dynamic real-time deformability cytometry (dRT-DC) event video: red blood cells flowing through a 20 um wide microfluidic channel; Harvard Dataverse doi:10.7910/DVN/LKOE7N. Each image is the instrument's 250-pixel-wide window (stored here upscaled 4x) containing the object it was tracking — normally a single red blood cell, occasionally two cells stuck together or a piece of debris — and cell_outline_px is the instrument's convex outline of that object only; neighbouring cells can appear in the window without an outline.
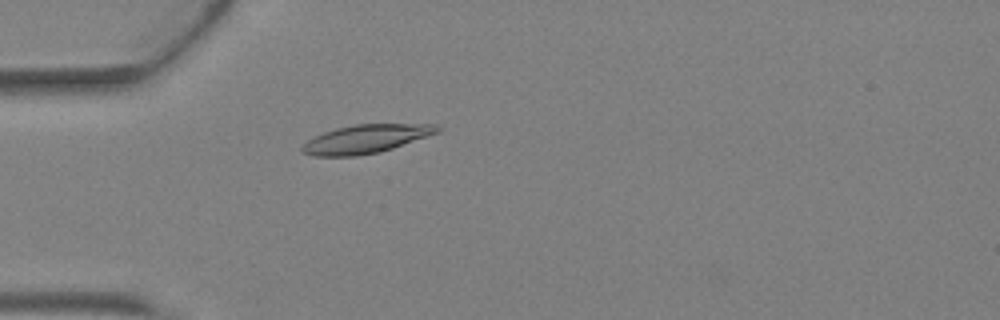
{"species": "Egyptian fruit bat (a non-hibernating species)", "species_latin": "Rousettus aegyptiacus", "temperature_condition": "warm", "stored_images_in_passage": 4, "camera_frame_rate_fps": 3000, "um_per_image_px": 0.085, "animal": {"sex": "female"}, "frame": {"image": 1, "passage_image": 4, "time_ms": 1.0, "image_size_px": [1000, 320], "cell_outline_px": [[440, 132], [380, 152], [356, 156], [312, 156], [304, 152], [300, 148], [308, 140], [324, 132], [336, 128], [356, 124], [436, 124], [440, 128]], "centroid_in_image_um": [31.11, 11.81], "position_along_channel_um": 53.9, "area_um2": 22.25}}